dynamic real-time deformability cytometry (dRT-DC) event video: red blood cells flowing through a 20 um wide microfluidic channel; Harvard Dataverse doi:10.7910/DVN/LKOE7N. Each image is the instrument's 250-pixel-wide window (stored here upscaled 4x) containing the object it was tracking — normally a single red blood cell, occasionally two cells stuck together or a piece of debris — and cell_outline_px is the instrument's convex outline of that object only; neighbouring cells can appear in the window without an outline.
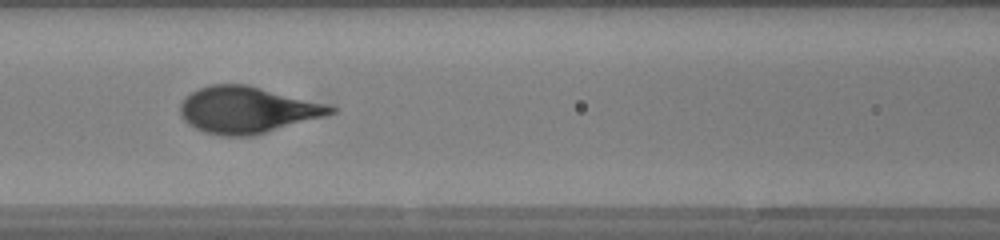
{"species": "human", "species_latin": "Homo sapiens", "temperature_condition": "warm", "stored_images_in_passage": 48, "camera_frame_rate_fps": 3000, "um_per_image_px": 0.085, "donor": {"sex": "female"}, "frame": {"image": 1, "passage_image": 20, "time_ms": 6.333, "image_size_px": [1000, 240], "cell_outline_px": [[336, 112], [252, 136], [220, 136], [204, 132], [188, 124], [184, 120], [180, 112], [180, 104], [192, 92], [208, 84], [248, 84], [328, 104], [336, 108]], "centroid_in_image_um": [20.99, 9.33], "position_along_channel_um": 145.6, "area_um2": 40.46}}
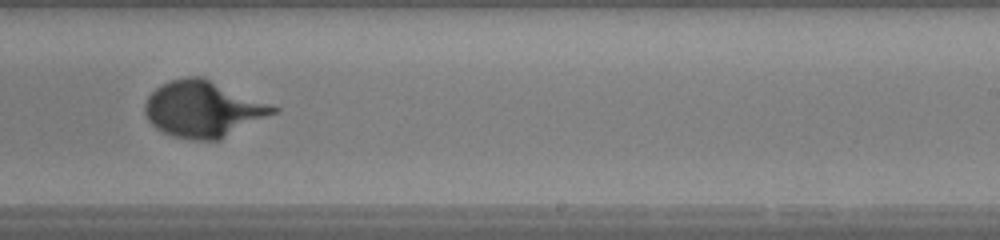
{"frame": {"image": 2, "passage_image": 29, "time_ms": 9.333, "image_size_px": [1000, 240], "cell_outline_px": [[280, 112], [220, 140], [192, 140], [172, 136], [156, 128], [148, 120], [144, 112], [144, 104], [148, 96], [160, 84], [172, 80], [188, 76], [200, 76], [280, 108]], "centroid_in_image_um": [17.28, 9.29], "position_along_channel_um": 271.7, "area_um2": 42.08}}
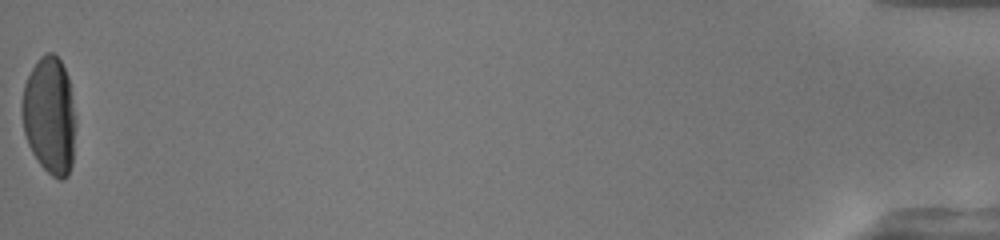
{"frame": {"image": 3, "passage_image": 48, "time_ms": 15.667, "image_size_px": [1000, 240], "cell_outline_px": [[76, 128], [72, 164], [68, 176], [64, 180], [60, 180], [52, 176], [40, 164], [32, 152], [28, 144], [24, 132], [20, 112], [20, 104], [24, 84], [36, 60], [40, 56], [48, 52], [52, 52], [60, 60], [68, 76], [76, 120]], "centroid_in_image_um": [4.21, 9.83], "position_along_channel_um": 431.0, "area_um2": 37.34}}